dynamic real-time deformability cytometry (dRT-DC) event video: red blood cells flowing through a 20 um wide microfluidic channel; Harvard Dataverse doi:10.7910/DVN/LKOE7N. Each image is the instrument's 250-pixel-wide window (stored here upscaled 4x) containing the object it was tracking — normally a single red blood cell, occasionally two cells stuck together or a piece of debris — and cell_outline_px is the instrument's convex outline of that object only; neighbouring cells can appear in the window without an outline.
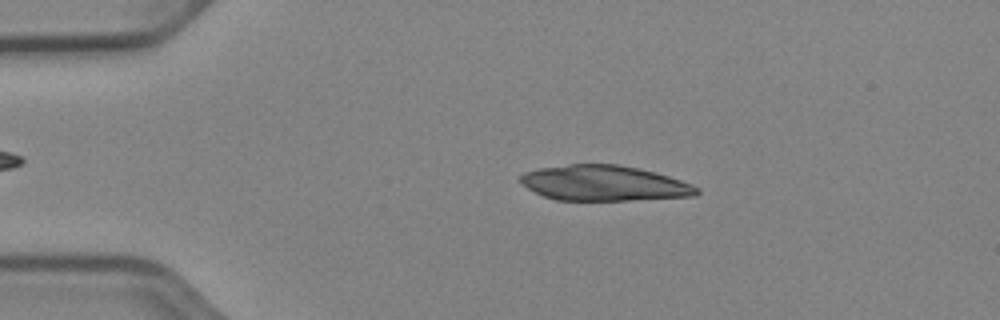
{"species": "Egyptian fruit bat (a non-hibernating species)", "species_latin": "Rousettus aegyptiacus", "temperature_condition": "cold", "stored_images_in_passage": 49, "camera_frame_rate_fps": 3000, "um_per_image_px": 0.085, "animal": {"sex": "female"}, "frame": {"image": 1, "passage_image": 9, "time_ms": 2.667, "image_size_px": [1000, 320], "cell_outline_px": [[700, 192], [696, 196], [628, 200], [556, 200], [544, 196], [528, 188], [520, 180], [520, 176], [524, 172], [536, 168], [568, 164], [616, 164], [656, 172], [692, 184], [700, 188]], "centroid_in_image_um": [51.36, 15.57], "position_along_channel_um": 33.6, "area_um2": 36.3}}